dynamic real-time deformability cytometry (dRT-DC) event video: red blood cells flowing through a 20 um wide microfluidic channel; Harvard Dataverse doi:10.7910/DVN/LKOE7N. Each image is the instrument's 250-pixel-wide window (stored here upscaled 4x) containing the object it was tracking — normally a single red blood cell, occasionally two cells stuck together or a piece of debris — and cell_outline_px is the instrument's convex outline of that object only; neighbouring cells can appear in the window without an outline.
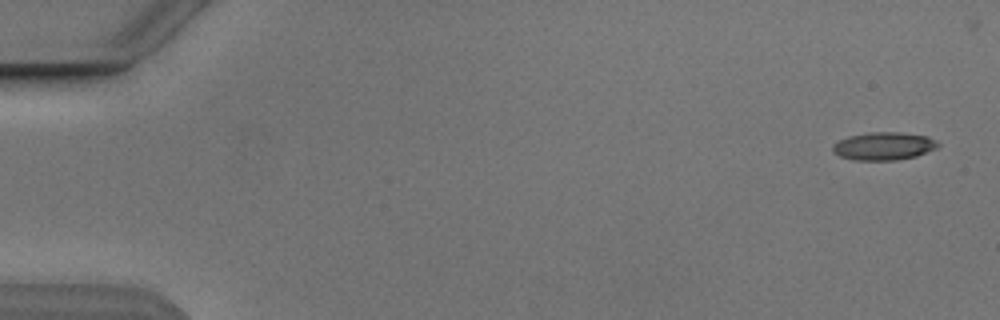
{"species": "Egyptian fruit bat (a non-hibernating species)", "species_latin": "Rousettus aegyptiacus", "temperature_condition": "cold", "stored_images_in_passage": 5, "camera_frame_rate_fps": 3000, "um_per_image_px": 0.085, "animal": {"sex": "male"}, "frame": {"image": 1, "passage_image": 1, "time_ms": 0.0, "image_size_px": [1000, 320], "cell_outline_px": [[940, 144], [936, 148], [916, 156], [896, 160], [852, 160], [840, 156], [832, 152], [832, 144], [848, 136], [868, 132], [900, 132], [928, 136], [936, 140]], "centroid_in_image_um": [75.1, 12.41], "position_along_channel_um": 9.9, "area_um2": 17.22}}
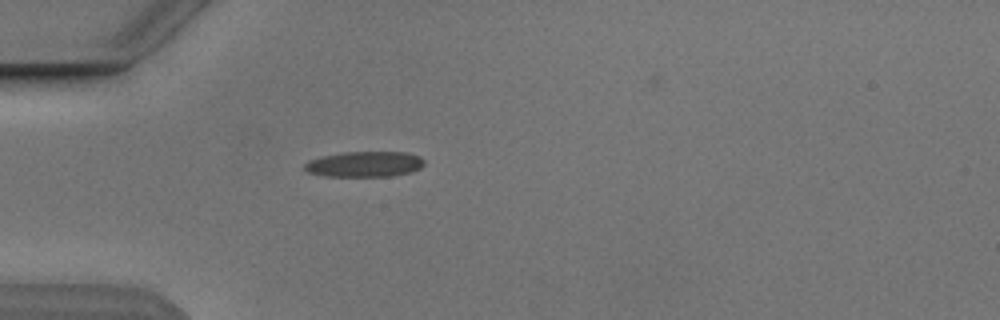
{"frame": {"image": 2, "passage_image": 5, "time_ms": 4.667, "image_size_px": [1000, 320], "cell_outline_px": [[424, 164], [420, 168], [412, 172], [392, 176], [324, 176], [308, 172], [304, 168], [304, 164], [308, 160], [320, 156], [344, 152], [408, 152], [420, 156], [424, 160]], "centroid_in_image_um": [30.99, 13.95], "position_along_channel_um": 54.0, "area_um2": 17.98}}